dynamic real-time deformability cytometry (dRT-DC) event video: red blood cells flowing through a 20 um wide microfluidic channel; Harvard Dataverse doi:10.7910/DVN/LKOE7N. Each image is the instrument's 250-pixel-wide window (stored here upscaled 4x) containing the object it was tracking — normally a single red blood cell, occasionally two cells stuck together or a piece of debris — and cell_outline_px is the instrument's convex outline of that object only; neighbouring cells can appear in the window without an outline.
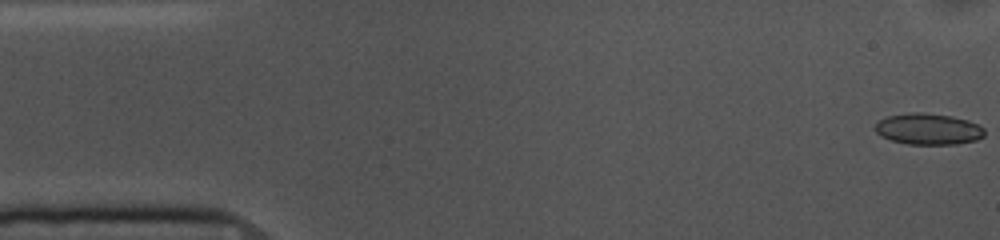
{"species": "common noctule bat (a hibernating species)", "species_latin": "Nyctalus noctula", "temperature_condition": "cold", "stored_images_in_passage": 54, "camera_frame_rate_fps": 3000, "um_per_image_px": 0.085, "animal": {"sex": "female", "body_mass_g": 10.0, "forearm_length_mm": 53.1}, "frame": {"image": 1, "passage_image": 1, "time_ms": 0.0, "image_size_px": [1000, 240], "cell_outline_px": [[984, 136], [976, 140], [956, 144], [908, 144], [892, 140], [880, 136], [876, 132], [876, 124], [880, 120], [888, 116], [912, 112], [924, 112], [952, 116], [968, 120], [984, 128]], "centroid_in_image_um": [78.91, 10.96], "position_along_channel_um": 6.1, "area_um2": 19.83}}
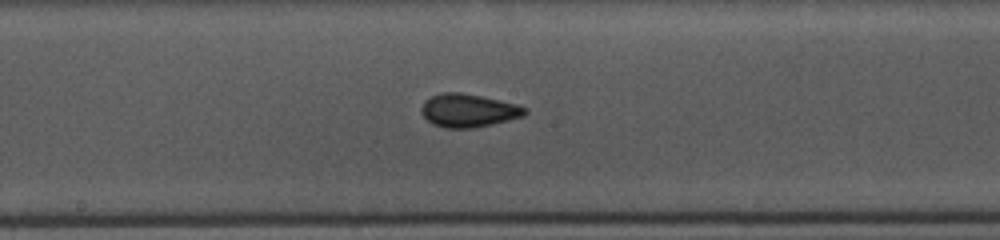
{"frame": {"image": 2, "passage_image": 27, "time_ms": 8.667, "image_size_px": [1000, 240], "cell_outline_px": [[528, 112], [524, 116], [492, 124], [472, 128], [444, 128], [432, 124], [420, 112], [420, 108], [424, 100], [432, 96], [444, 92], [460, 92], [480, 96], [516, 104], [528, 108]], "centroid_in_image_um": [39.8, 9.39], "position_along_channel_um": 208.4, "area_um2": 20.06}}
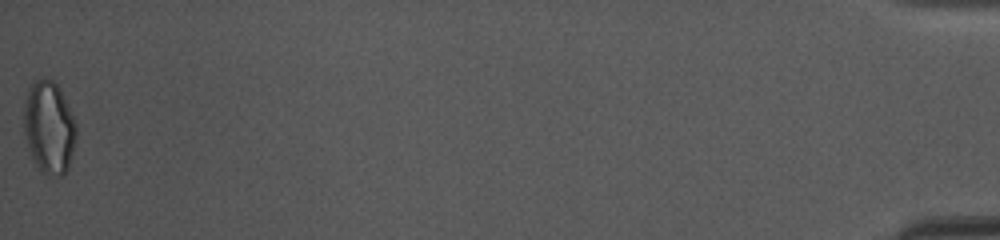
{"frame": {"image": 3, "passage_image": 54, "time_ms": 17.667, "image_size_px": [1000, 240], "cell_outline_px": [[76, 140], [68, 168], [64, 176], [48, 176], [40, 172], [32, 156], [24, 136], [24, 100], [28, 88], [32, 80], [44, 76], [52, 80], [56, 84], [76, 124]], "centroid_in_image_um": [4.14, 10.83], "position_along_channel_um": 431.1, "area_um2": 28.38}, "authors_computed_cell_mechanics": {"area_um2": 19.363, "velocity_mm_per_s": 3.6546, "shape_relaxation_time_tau1_ms": 6.5017, "shape_relaxation_time_tau2_ms": 1.7661, "deformation_change_tau1": 0.1205, "deformation_change_tau2": 0.0603}}